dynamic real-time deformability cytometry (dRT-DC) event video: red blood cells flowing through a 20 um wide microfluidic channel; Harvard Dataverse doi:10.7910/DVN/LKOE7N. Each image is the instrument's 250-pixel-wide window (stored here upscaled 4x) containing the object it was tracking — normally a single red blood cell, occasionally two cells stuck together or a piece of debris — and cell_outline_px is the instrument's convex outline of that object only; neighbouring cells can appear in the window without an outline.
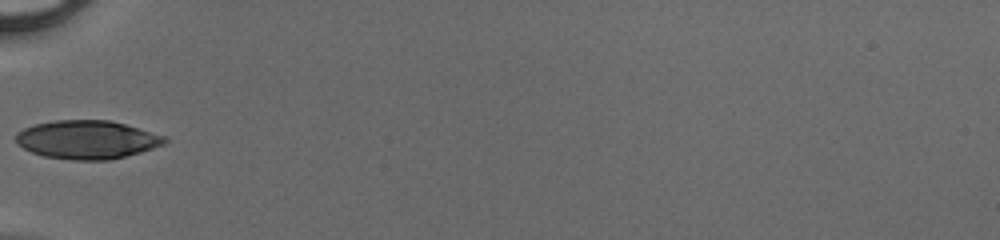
{"species": "human", "species_latin": "Homo sapiens", "temperature_condition": "cold", "stored_images_in_passage": 31, "camera_frame_rate_fps": 3000, "um_per_image_px": 0.085, "donor": {"sex": "male"}, "frame": {"image": 1, "passage_image": 1, "time_ms": 0.0, "image_size_px": [1000, 240], "cell_outline_px": [[168, 140], [164, 144], [140, 152], [108, 160], [72, 160], [44, 156], [32, 152], [24, 148], [16, 140], [16, 132], [24, 128], [36, 124], [56, 120], [108, 120], [124, 124], [164, 136]], "centroid_in_image_um": [7.38, 11.87], "position_along_channel_um": 77.6, "area_um2": 32.95}}
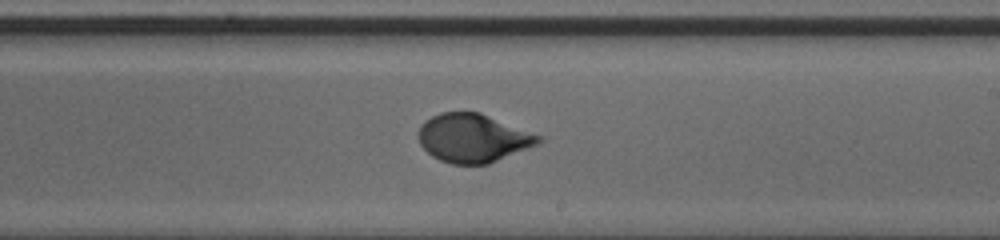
{"frame": {"image": 2, "passage_image": 13, "time_ms": 4.0, "image_size_px": [1000, 240], "cell_outline_px": [[544, 140], [540, 144], [488, 164], [452, 164], [440, 160], [432, 156], [420, 144], [416, 132], [420, 124], [424, 120], [440, 112], [480, 112], [544, 136]], "centroid_in_image_um": [40.23, 11.73], "position_along_channel_um": 248.8, "area_um2": 34.45}}
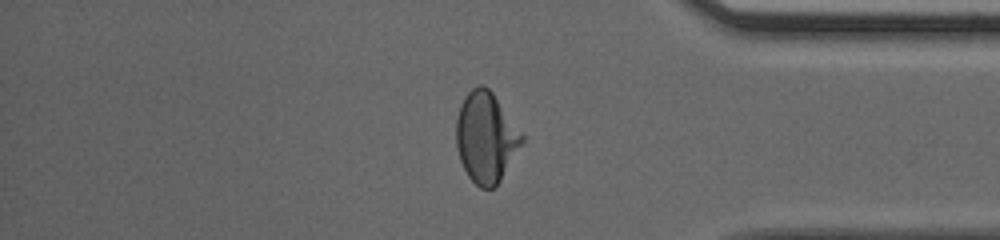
{"frame": {"image": 3, "passage_image": 24, "time_ms": 7.667, "image_size_px": [1000, 240], "cell_outline_px": [[524, 140], [500, 180], [492, 188], [480, 188], [468, 176], [460, 160], [456, 148], [456, 120], [460, 104], [464, 96], [472, 88], [480, 84], [484, 84], [492, 92], [524, 136]], "centroid_in_image_um": [41.28, 11.65], "position_along_channel_um": 393.9, "area_um2": 34.33}}